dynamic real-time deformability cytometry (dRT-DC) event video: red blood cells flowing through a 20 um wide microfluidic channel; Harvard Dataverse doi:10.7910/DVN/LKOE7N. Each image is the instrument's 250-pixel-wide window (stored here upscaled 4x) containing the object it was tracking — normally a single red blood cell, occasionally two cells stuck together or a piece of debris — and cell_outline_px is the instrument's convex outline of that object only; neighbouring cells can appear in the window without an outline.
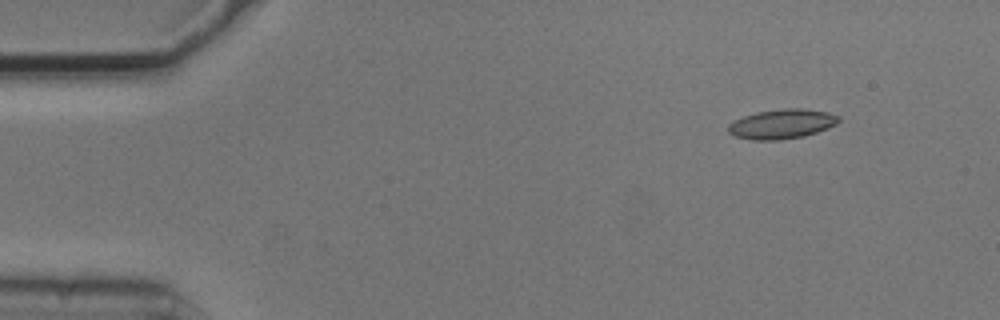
{"species": "common noctule bat (a hibernating species)", "species_latin": "Nyctalus noctula", "temperature_condition": "cold", "stored_images_in_passage": 5, "camera_frame_rate_fps": 3000, "um_per_image_px": 0.085, "animal": {"sex": "male", "body_mass_g": 20.5, "forearm_length_mm": 52.5}, "frame": {"image": 1, "passage_image": 2, "time_ms": 0.333, "image_size_px": [1000, 320], "cell_outline_px": [[840, 120], [836, 124], [828, 128], [804, 136], [780, 140], [752, 140], [736, 136], [728, 132], [728, 124], [744, 116], [756, 112], [784, 108], [800, 108], [828, 112], [840, 116]], "centroid_in_image_um": [66.47, 10.53], "position_along_channel_um": 18.5, "area_um2": 19.02}}
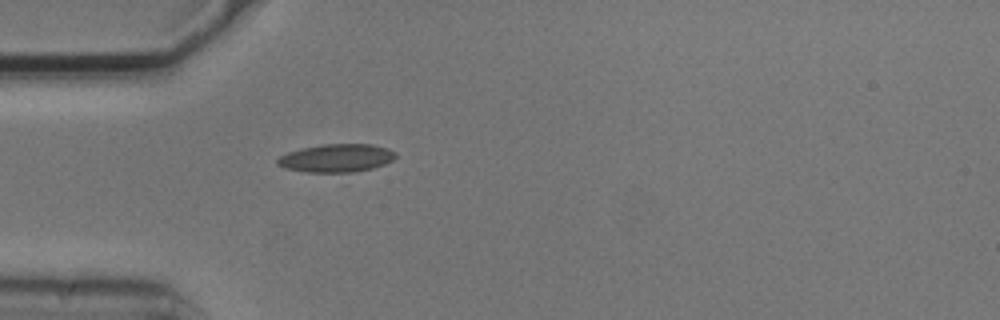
{"frame": {"image": 2, "passage_image": 5, "time_ms": 1.333, "image_size_px": [1000, 320], "cell_outline_px": [[396, 156], [392, 160], [384, 164], [372, 168], [352, 172], [308, 172], [284, 168], [276, 164], [276, 160], [280, 156], [288, 152], [300, 148], [324, 144], [372, 144], [388, 148], [396, 152]], "centroid_in_image_um": [28.59, 13.43], "position_along_channel_um": 56.4, "area_um2": 19.36}}